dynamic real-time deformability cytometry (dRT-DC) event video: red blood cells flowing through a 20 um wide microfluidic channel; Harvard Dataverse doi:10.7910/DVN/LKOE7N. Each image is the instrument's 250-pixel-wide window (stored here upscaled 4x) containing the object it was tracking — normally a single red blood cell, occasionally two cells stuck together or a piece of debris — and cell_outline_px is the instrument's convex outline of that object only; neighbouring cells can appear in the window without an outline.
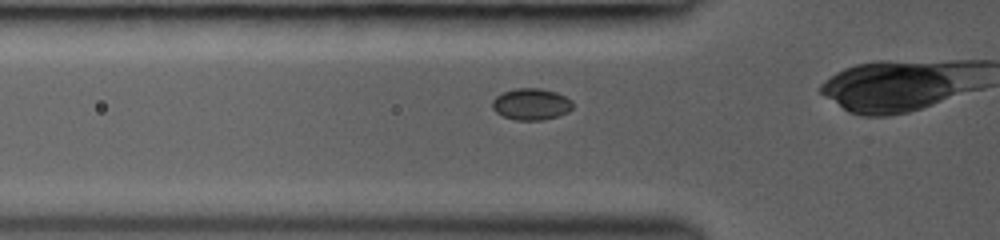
{"species": "common noctule bat (a hibernating species)", "species_latin": "Nyctalus noctula", "temperature_condition": "room temperature", "stored_images_in_passage": 34, "camera_frame_rate_fps": 3000, "um_per_image_px": 0.085, "animal": {"sex": "female", "body_mass_g": 19.0, "forearm_length_mm": 53.3}, "frame": {"image": 1, "passage_image": 10, "time_ms": 3.0, "image_size_px": [1000, 240], "cell_outline_px": [[572, 108], [568, 112], [544, 120], [516, 120], [504, 116], [496, 112], [492, 108], [492, 100], [496, 96], [504, 92], [516, 88], [540, 88], [556, 92], [572, 100]], "centroid_in_image_um": [45.15, 8.85], "position_along_channel_um": 80.7, "area_um2": 14.74}}
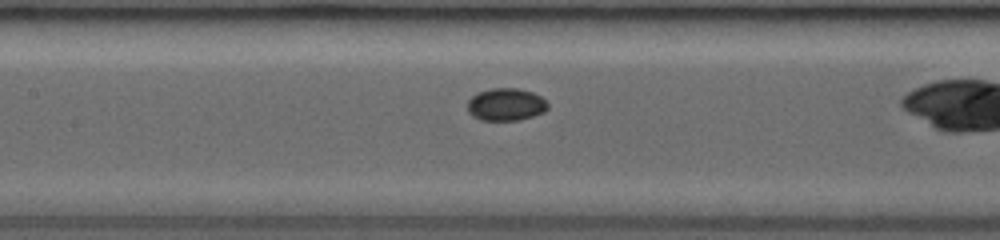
{"frame": {"image": 2, "passage_image": 16, "time_ms": 5.0, "image_size_px": [1000, 240], "cell_outline_px": [[548, 108], [544, 112], [520, 120], [480, 120], [472, 116], [468, 112], [468, 100], [476, 92], [492, 88], [516, 88], [532, 92], [540, 96], [548, 104]], "centroid_in_image_um": [42.98, 8.88], "position_along_channel_um": 164.4, "area_um2": 15.26}}
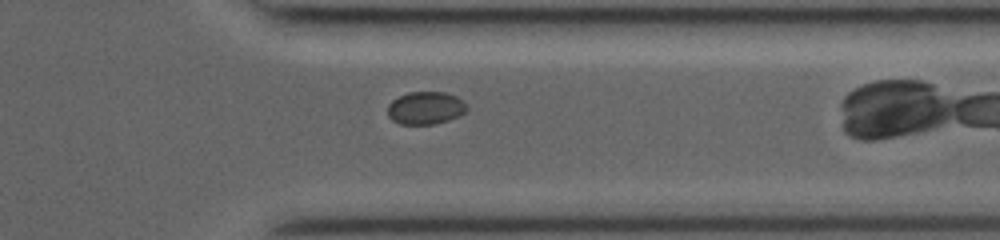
{"frame": {"image": 3, "passage_image": 31, "time_ms": 10.0, "image_size_px": [1000, 240], "cell_outline_px": [[468, 108], [460, 116], [436, 124], [400, 124], [392, 120], [388, 116], [388, 104], [392, 100], [408, 92], [444, 92], [456, 96], [464, 100]], "centroid_in_image_um": [36.18, 9.18], "position_along_channel_um": 375.2, "area_um2": 15.2}}